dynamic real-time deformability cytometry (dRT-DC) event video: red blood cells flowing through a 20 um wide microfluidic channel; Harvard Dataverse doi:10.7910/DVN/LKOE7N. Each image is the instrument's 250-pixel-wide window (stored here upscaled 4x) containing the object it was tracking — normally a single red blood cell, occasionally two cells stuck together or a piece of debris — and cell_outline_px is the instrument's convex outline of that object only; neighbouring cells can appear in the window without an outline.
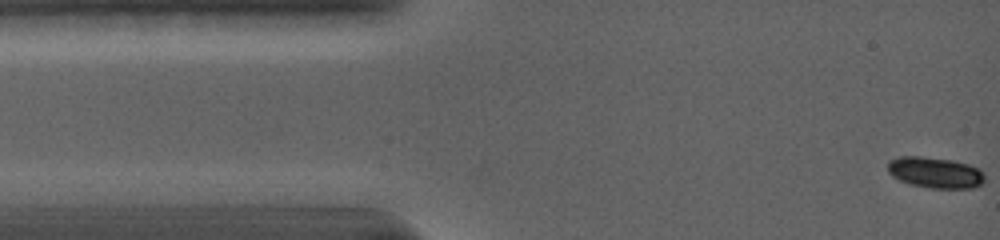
{"species": "common noctule bat (a hibernating species)", "species_latin": "Nyctalus noctula", "temperature_condition": "warm", "stored_images_in_passage": 38, "camera_frame_rate_fps": 5000, "um_per_image_px": 0.085, "animal": {"sex": "female", "body_mass_g": 19.0, "forearm_length_mm": 56.7}, "frame": {"image": 1, "passage_image": 1, "time_ms": 0.0, "image_size_px": [1000, 240], "cell_outline_px": [[984, 180], [980, 184], [972, 188], [928, 188], [912, 184], [900, 180], [892, 176], [888, 172], [888, 160], [900, 156], [920, 156], [952, 160], [968, 164], [976, 168], [984, 176]], "centroid_in_image_um": [79.44, 14.66], "position_along_channel_um": 5.6, "area_um2": 17.34}}
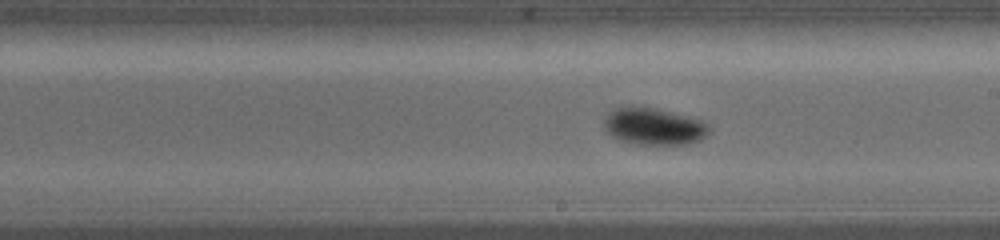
{"frame": {"image": 2, "passage_image": 22, "time_ms": 8.0, "image_size_px": [1000, 240], "cell_outline_px": [[712, 132], [708, 136], [700, 140], [688, 144], [640, 144], [620, 140], [612, 136], [604, 128], [604, 116], [616, 108], [652, 108], [700, 120], [708, 124]], "centroid_in_image_um": [55.61, 10.78], "position_along_channel_um": 233.4, "area_um2": 22.14}}
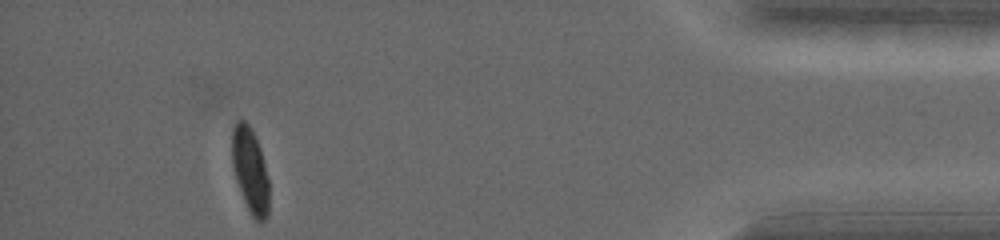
{"frame": {"image": 3, "passage_image": 38, "time_ms": 14.4, "image_size_px": [1000, 240], "cell_outline_px": [[268, 216], [264, 220], [256, 220], [252, 216], [244, 200], [236, 180], [232, 164], [232, 128], [236, 120], [244, 120], [248, 124], [260, 148], [268, 180]], "centroid_in_image_um": [21.25, 14.46], "position_along_channel_um": 414.0, "area_um2": 17.98}, "authors_computed_cell_mechanics": {"area_um2": 20.2878, "velocity_mm_per_s": 3.8578, "shape_relaxation_time_tau1_ms": 1.7227, "shape_relaxation_time_tau2_ms": null, "deformation_change_tau1": 0.1128, "deformation_change_tau2": null}}